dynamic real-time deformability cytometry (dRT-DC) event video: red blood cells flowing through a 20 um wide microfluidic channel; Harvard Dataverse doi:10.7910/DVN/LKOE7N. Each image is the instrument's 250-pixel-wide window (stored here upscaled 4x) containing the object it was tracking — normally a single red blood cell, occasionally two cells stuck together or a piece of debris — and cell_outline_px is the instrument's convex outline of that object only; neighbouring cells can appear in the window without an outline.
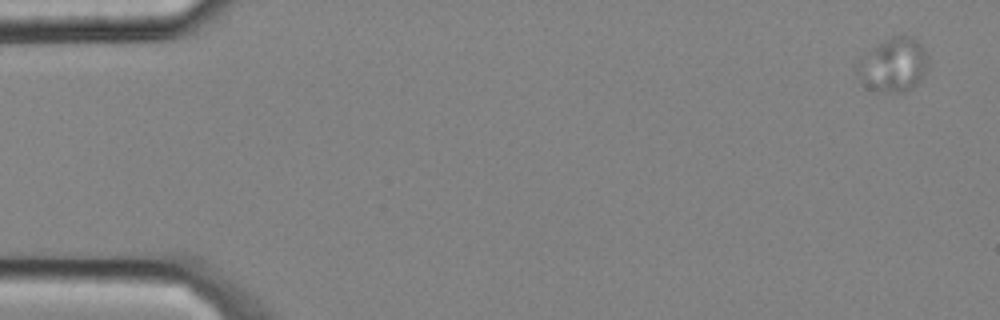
{"species": "common noctule bat (a hibernating species)", "species_latin": "Nyctalus noctula", "temperature_condition": "cold", "stored_images_in_passage": 4, "camera_frame_rate_fps": 3000, "um_per_image_px": 0.085, "animal": {"sex": "male", "body_mass_g": 20.4}, "frame": {"image": 1, "passage_image": 1, "time_ms": 0.0, "image_size_px": [1000, 320], "cell_outline_px": [[928, 64], [920, 80], [912, 88], [904, 92], [884, 92], [868, 88], [864, 84], [856, 68], [856, 64], [860, 56], [884, 40], [892, 36], [912, 36], [920, 44], [928, 56]], "centroid_in_image_um": [75.92, 5.51], "position_along_channel_um": 9.1, "area_um2": 22.14}}
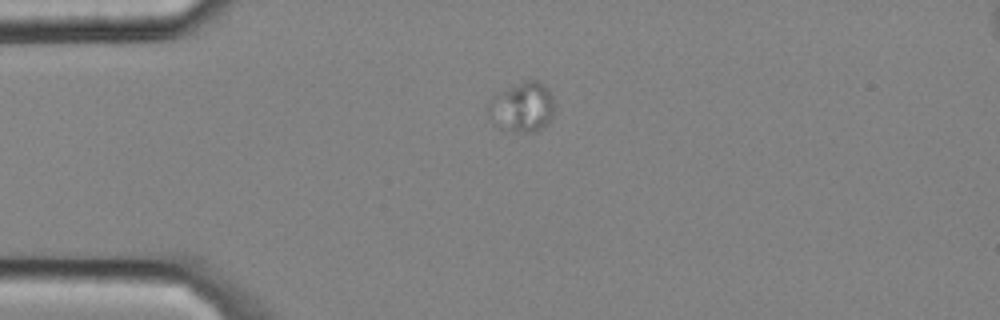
{"frame": {"image": 2, "passage_image": 4, "time_ms": 1.0, "image_size_px": [1000, 320], "cell_outline_px": [[556, 108], [552, 120], [548, 124], [536, 132], [512, 132], [500, 128], [492, 120], [488, 112], [488, 100], [520, 80], [536, 80], [544, 84], [548, 88], [556, 104]], "centroid_in_image_um": [44.44, 9.11], "position_along_channel_um": 40.6, "area_um2": 19.77}}